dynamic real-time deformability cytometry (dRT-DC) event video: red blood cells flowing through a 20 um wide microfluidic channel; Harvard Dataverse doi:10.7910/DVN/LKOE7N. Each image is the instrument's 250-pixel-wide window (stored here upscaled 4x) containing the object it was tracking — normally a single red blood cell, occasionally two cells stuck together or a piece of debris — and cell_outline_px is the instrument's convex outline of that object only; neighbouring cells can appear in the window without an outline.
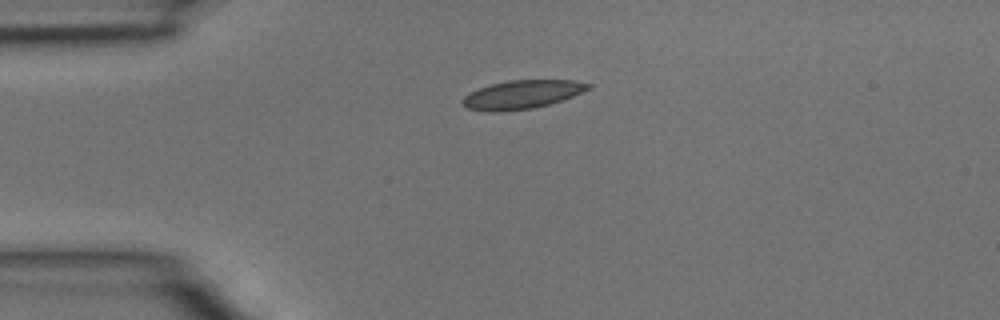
{"species": "common noctule bat (a hibernating species)", "species_latin": "Nyctalus noctula", "temperature_condition": "room temperature", "stored_images_in_passage": 2, "camera_frame_rate_fps": 3000, "um_per_image_px": 0.085, "animal": {"sex": "male", "body_mass_g": 15.6}, "frame": {"image": 1, "passage_image": 1, "time_ms": 0.0, "image_size_px": [1000, 320], "cell_outline_px": [[592, 88], [572, 96], [548, 104], [532, 108], [500, 112], [488, 112], [468, 108], [460, 104], [460, 100], [464, 96], [480, 88], [492, 84], [508, 80], [572, 80], [592, 84]], "centroid_in_image_um": [44.35, 8.04], "position_along_channel_um": 40.7, "area_um2": 20.81}}